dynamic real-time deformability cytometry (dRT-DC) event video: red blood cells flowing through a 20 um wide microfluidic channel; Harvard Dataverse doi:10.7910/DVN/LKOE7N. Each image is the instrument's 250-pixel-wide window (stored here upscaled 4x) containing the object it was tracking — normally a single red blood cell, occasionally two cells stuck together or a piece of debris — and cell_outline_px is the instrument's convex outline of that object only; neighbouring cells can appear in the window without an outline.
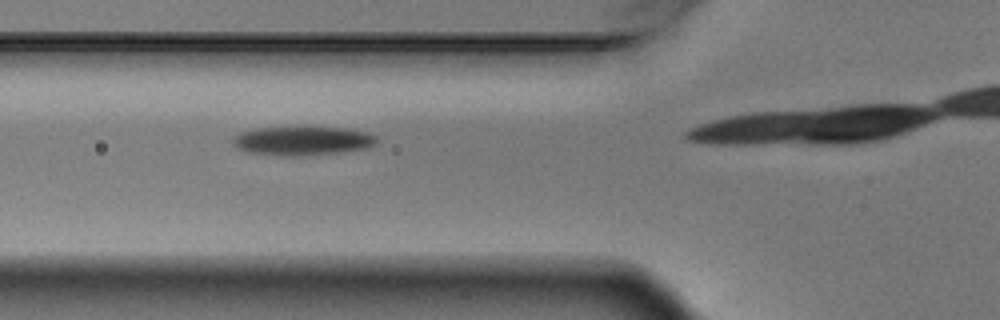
{"species": "Egyptian fruit bat (a non-hibernating species)", "species_latin": "Rousettus aegyptiacus", "temperature_condition": "warm", "stored_images_in_passage": 5, "camera_frame_rate_fps": 3000, "um_per_image_px": 0.085, "animal": {"sex": "male"}, "frame": {"image": 1, "passage_image": 4, "time_ms": 1.0, "image_size_px": [1000, 320], "cell_outline_px": [[380, 140], [368, 148], [336, 152], [300, 156], [280, 156], [244, 152], [236, 148], [232, 144], [232, 136], [240, 132], [256, 128], [344, 128], [368, 132], [376, 136]], "centroid_in_image_um": [25.66, 11.98], "position_along_channel_um": 100.1, "area_um2": 24.28}}